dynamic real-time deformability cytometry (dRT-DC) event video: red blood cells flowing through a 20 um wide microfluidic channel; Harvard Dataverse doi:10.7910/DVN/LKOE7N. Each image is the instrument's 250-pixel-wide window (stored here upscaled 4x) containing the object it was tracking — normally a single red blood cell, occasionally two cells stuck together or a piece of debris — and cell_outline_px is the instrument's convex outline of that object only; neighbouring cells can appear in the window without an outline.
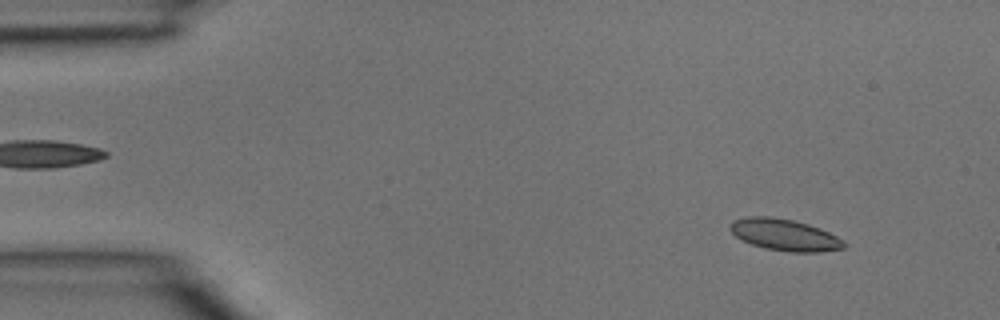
{"species": "common noctule bat (a hibernating species)", "species_latin": "Nyctalus noctula", "temperature_condition": "room temperature", "stored_images_in_passage": 4, "segment_of_instrument_passage": [1, 2], "camera_frame_rate_fps": 3000, "um_per_image_px": 0.085, "animal": {"sex": "male", "body_mass_g": 15.6}, "frame": {"image": 1, "passage_image": 1, "time_ms": 0.0, "image_size_px": [1000, 320], "cell_outline_px": [[848, 244], [844, 248], [820, 252], [788, 252], [764, 248], [752, 244], [736, 236], [728, 228], [728, 224], [732, 220], [748, 216], [768, 216], [792, 220], [808, 224], [820, 228], [844, 240]], "centroid_in_image_um": [66.69, 19.96], "position_along_channel_um": 18.3, "area_um2": 21.1}}
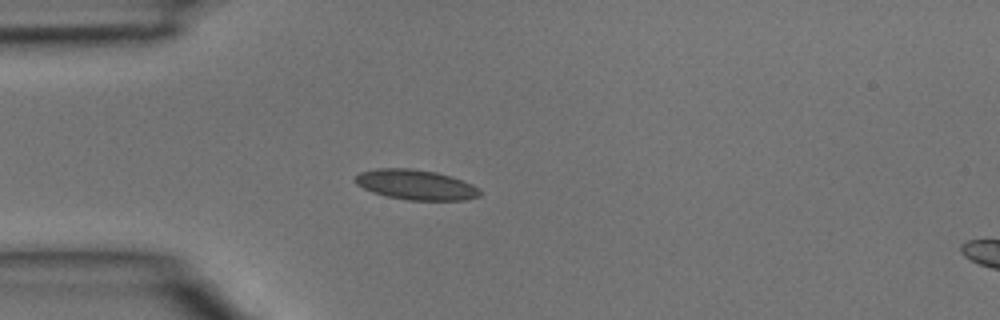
{"frame": {"image": 2, "passage_image": 3, "time_ms": 0.667, "image_size_px": [1000, 320], "cell_outline_px": [[480, 196], [464, 200], [408, 200], [388, 196], [372, 192], [356, 184], [352, 180], [360, 172], [376, 168], [412, 168], [436, 172], [452, 176], [472, 184], [480, 188]], "centroid_in_image_um": [35.34, 15.69], "position_along_channel_um": 49.7, "area_um2": 21.96}}